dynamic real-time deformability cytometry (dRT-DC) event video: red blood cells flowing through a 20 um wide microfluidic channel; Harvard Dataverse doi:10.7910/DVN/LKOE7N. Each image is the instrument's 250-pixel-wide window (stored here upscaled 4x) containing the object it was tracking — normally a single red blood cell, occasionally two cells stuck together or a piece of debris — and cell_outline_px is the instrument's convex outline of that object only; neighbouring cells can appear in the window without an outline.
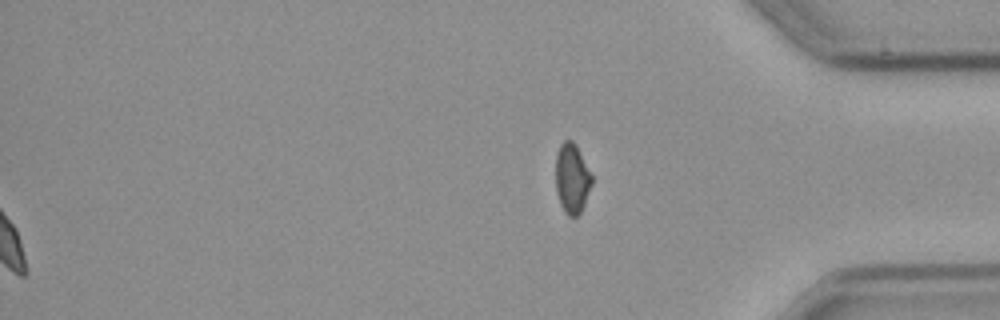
{"species": "common noctule bat (a hibernating species)", "species_latin": "Nyctalus noctula", "temperature_condition": "cold", "stored_images_in_passage": 57, "segment_of_instrument_passage": [2, 2], "camera_frame_rate_fps": 3000, "um_per_image_px": 0.085, "animal": {"sex": "male", "body_mass_g": 23.1, "forearm_length_mm": 52.7}, "frame": {"image": 1, "passage_image": 57, "time_ms": 18.667, "image_size_px": [1000, 320], "cell_outline_px": [[592, 184], [584, 204], [580, 212], [576, 216], [568, 216], [564, 212], [560, 204], [556, 192], [556, 156], [560, 144], [564, 140], [572, 140], [576, 144], [592, 176]], "centroid_in_image_um": [48.61, 15.16], "position_along_channel_um": 386.6, "area_um2": 14.68}}